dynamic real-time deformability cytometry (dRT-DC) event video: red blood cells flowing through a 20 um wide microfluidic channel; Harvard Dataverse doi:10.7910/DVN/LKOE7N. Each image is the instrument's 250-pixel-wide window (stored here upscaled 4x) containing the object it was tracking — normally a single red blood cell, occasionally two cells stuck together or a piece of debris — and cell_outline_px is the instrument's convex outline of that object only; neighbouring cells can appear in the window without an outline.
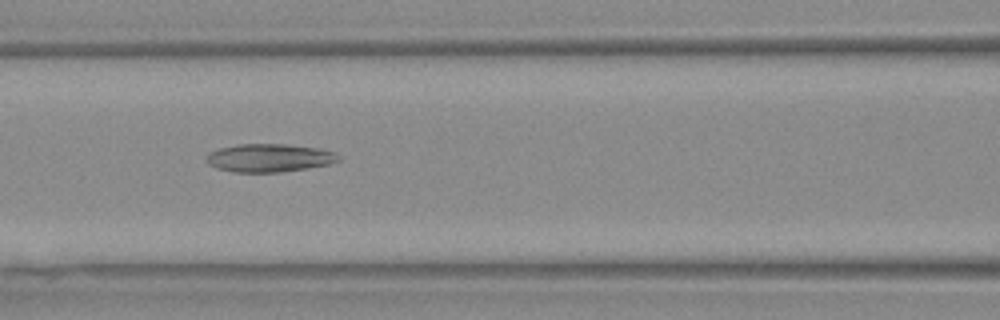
{"species": "Egyptian fruit bat (a non-hibernating species)", "species_latin": "Rousettus aegyptiacus", "temperature_condition": "warm", "stored_images_in_passage": 4, "camera_frame_rate_fps": 3000, "um_per_image_px": 0.085, "animal": {"sex": "female"}, "frame": {"image": 1, "passage_image": 3, "time_ms": 0.667, "image_size_px": [1000, 320], "cell_outline_px": [[340, 160], [328, 164], [308, 168], [284, 172], [232, 172], [216, 168], [208, 164], [208, 156], [212, 152], [220, 148], [236, 144], [284, 144], [316, 148], [332, 152], [340, 156]], "centroid_in_image_um": [22.88, 13.43], "position_along_channel_um": 143.7, "area_um2": 21.44}}
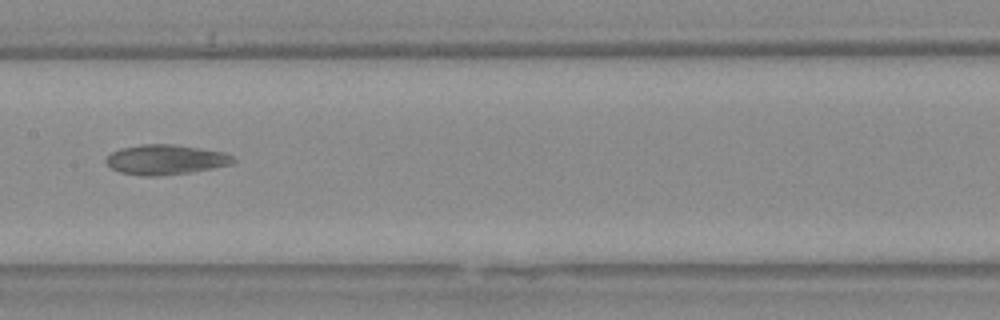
{"frame": {"image": 2, "passage_image": 4, "time_ms": 1.0, "image_size_px": [1000, 320], "cell_outline_px": [[236, 160], [232, 164], [212, 168], [188, 172], [160, 176], [140, 176], [120, 172], [112, 168], [104, 160], [112, 152], [120, 148], [140, 144], [172, 144], [224, 152], [232, 156]], "centroid_in_image_um": [14.05, 13.57], "position_along_channel_um": 193.3, "area_um2": 22.08}}